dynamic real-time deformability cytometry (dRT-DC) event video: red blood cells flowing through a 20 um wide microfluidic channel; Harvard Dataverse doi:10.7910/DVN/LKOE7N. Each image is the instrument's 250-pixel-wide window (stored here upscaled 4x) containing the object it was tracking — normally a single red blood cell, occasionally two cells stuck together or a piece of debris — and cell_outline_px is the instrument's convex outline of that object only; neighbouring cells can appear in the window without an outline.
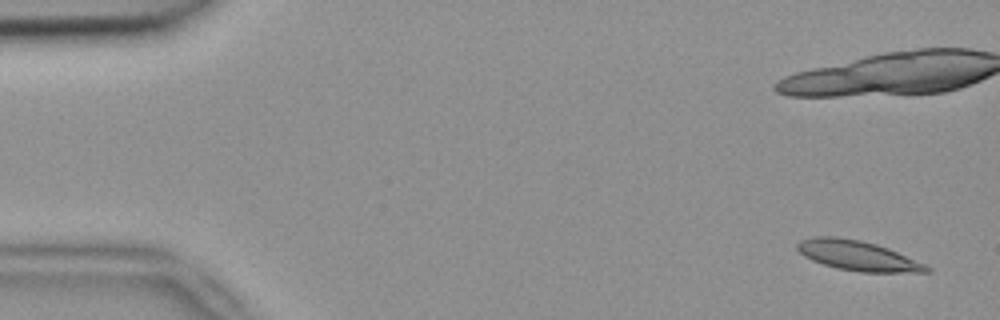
{"species": "common noctule bat (a hibernating species)", "species_latin": "Nyctalus noctula", "temperature_condition": "room temperature", "stored_images_in_passage": 4, "camera_frame_rate_fps": 3000, "um_per_image_px": 0.085, "animal": {"sex": "female", "body_mass_g": 18.4}, "frame": {"image": 1, "passage_image": 1, "time_ms": 0.0, "image_size_px": [1000, 320], "cell_outline_px": [[932, 272], [860, 272], [836, 268], [812, 260], [804, 256], [796, 248], [796, 244], [800, 240], [812, 236], [836, 236], [860, 240], [876, 244], [888, 248], [924, 264], [932, 268]], "centroid_in_image_um": [72.87, 21.72], "position_along_channel_um": 12.1, "area_um2": 22.48}}